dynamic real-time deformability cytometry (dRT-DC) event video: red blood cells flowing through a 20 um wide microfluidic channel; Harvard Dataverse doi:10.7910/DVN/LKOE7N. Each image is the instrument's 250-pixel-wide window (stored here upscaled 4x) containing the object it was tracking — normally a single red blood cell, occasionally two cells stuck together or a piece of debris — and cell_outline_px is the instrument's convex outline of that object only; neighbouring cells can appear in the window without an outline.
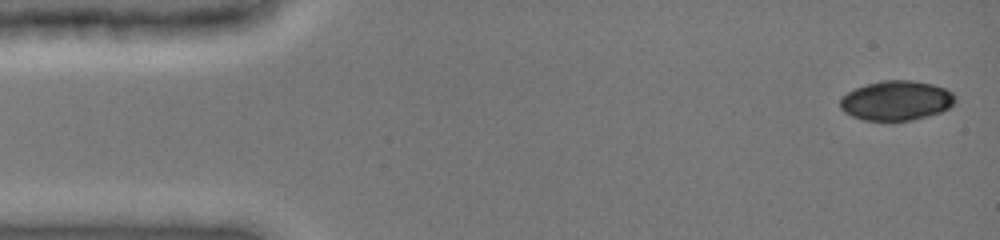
{"species": "common noctule bat (a hibernating species)", "species_latin": "Nyctalus noctula", "temperature_condition": "cold", "stored_images_in_passage": 6, "camera_frame_rate_fps": 3000, "um_per_image_px": 0.085, "animal": {"sex": "female", "body_mass_g": 19.0, "forearm_length_mm": 51.5}, "frame": {"image": 1, "passage_image": 1, "time_ms": 0.0, "image_size_px": [1000, 240], "cell_outline_px": [[956, 100], [948, 108], [940, 112], [928, 116], [912, 120], [892, 124], [864, 120], [852, 116], [844, 112], [840, 108], [840, 96], [856, 88], [880, 80], [912, 80], [932, 84], [944, 88], [952, 92], [956, 96]], "centroid_in_image_um": [76.16, 8.59], "position_along_channel_um": 8.8, "area_um2": 27.28}}
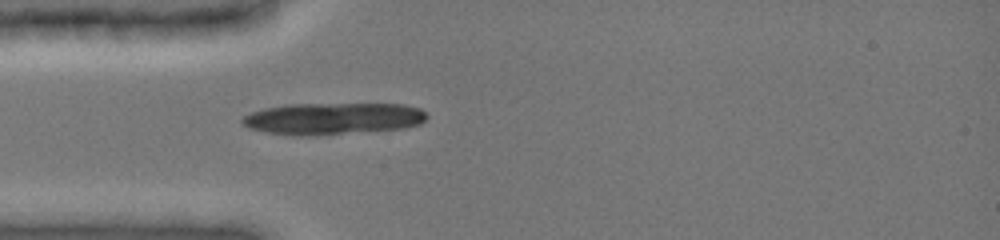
{"frame": {"image": 2, "passage_image": 6, "time_ms": 4.0, "image_size_px": [1000, 240], "cell_outline_px": [[428, 116], [420, 124], [404, 128], [308, 136], [300, 136], [268, 132], [248, 128], [240, 124], [240, 120], [244, 116], [252, 112], [264, 108], [284, 104], [404, 104], [420, 108]], "centroid_in_image_um": [28.26, 10.07], "position_along_channel_um": 56.7, "area_um2": 34.22}}